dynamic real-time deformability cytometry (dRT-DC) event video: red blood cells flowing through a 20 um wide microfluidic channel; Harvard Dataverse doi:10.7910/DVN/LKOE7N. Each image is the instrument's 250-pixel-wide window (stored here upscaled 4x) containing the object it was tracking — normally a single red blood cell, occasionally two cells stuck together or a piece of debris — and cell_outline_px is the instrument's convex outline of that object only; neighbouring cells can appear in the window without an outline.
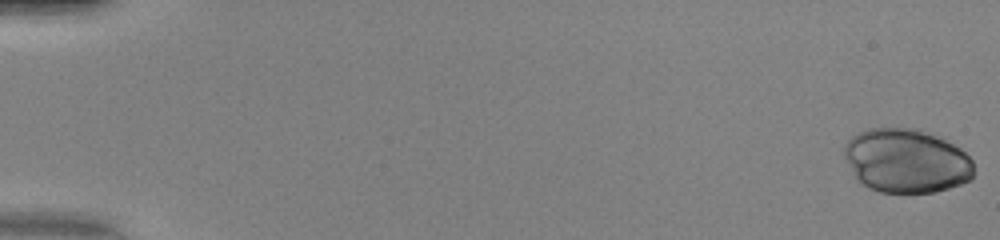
{"species": "human", "species_latin": "Homo sapiens", "temperature_condition": "warm", "stored_images_in_passage": 50, "camera_frame_rate_fps": 3000, "um_per_image_px": 0.085, "donor": {"sex": "female"}, "frame": {"image": 1, "passage_image": 1, "time_ms": 0.0, "image_size_px": [1000, 240], "cell_outline_px": [[972, 180], [936, 192], [880, 192], [868, 188], [856, 180], [844, 156], [844, 144], [852, 136], [868, 128], [920, 128], [936, 132], [960, 148], [972, 160]], "centroid_in_image_um": [77.04, 13.64], "position_along_channel_um": 8.0, "area_um2": 48.96}}
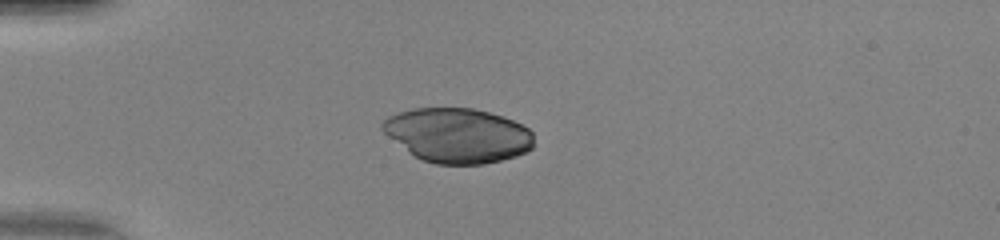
{"frame": {"image": 2, "passage_image": 15, "time_ms": 4.667, "image_size_px": [1000, 240], "cell_outline_px": [[532, 148], [528, 152], [516, 156], [484, 164], [436, 164], [424, 160], [416, 156], [388, 136], [380, 128], [380, 124], [388, 116], [412, 108], [472, 108], [488, 112], [512, 120], [528, 128], [532, 132]], "centroid_in_image_um": [38.9, 11.5], "position_along_channel_um": 46.1, "area_um2": 47.8}}
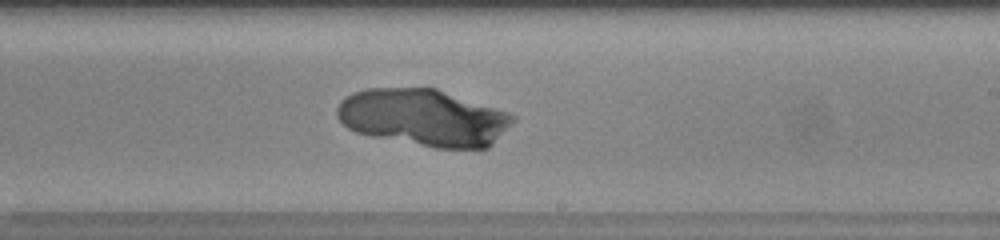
{"frame": {"image": 3, "passage_image": 32, "time_ms": 10.333, "image_size_px": [1000, 240], "cell_outline_px": [[516, 120], [488, 148], [436, 148], [372, 136], [356, 132], [348, 128], [336, 116], [336, 108], [340, 100], [344, 96], [352, 92], [368, 88], [436, 88], [508, 112], [516, 116]], "centroid_in_image_um": [35.99, 9.98], "position_along_channel_um": 253.0, "area_um2": 58.44}}